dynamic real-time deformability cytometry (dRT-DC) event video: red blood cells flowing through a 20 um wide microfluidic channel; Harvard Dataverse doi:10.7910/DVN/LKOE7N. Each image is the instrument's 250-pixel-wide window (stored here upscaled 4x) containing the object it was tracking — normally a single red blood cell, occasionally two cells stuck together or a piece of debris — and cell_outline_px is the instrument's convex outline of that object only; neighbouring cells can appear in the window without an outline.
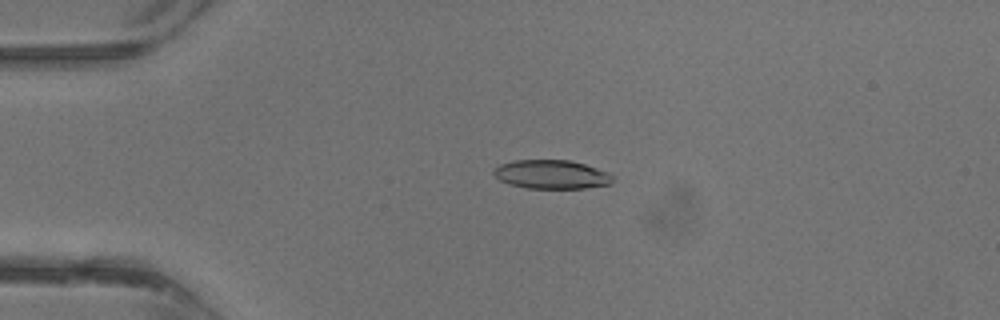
{"species": "common noctule bat (a hibernating species)", "species_latin": "Nyctalus noctula", "temperature_condition": "warm", "stored_images_in_passage": 30, "camera_frame_rate_fps": 3000, "um_per_image_px": 0.085, "animal": {"sex": "male", "body_mass_g": 13.3}, "frame": {"image": 1, "passage_image": 6, "time_ms": 1.667, "image_size_px": [1000, 320], "cell_outline_px": [[616, 176], [612, 184], [584, 188], [528, 188], [508, 184], [500, 180], [492, 172], [492, 168], [500, 164], [516, 160], [568, 160], [584, 164], [608, 172]], "centroid_in_image_um": [46.89, 14.83], "position_along_channel_um": 38.1, "area_um2": 20.11}}
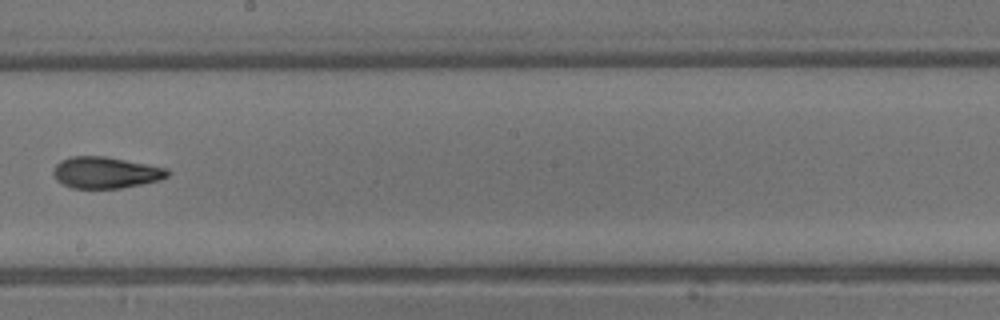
{"frame": {"image": 2, "passage_image": 19, "time_ms": 6.0, "image_size_px": [1000, 320], "cell_outline_px": [[168, 176], [160, 180], [120, 188], [72, 188], [56, 180], [52, 172], [52, 168], [60, 160], [72, 156], [104, 156], [168, 168]], "centroid_in_image_um": [8.94, 14.66], "position_along_channel_um": 239.3, "area_um2": 20.87}}
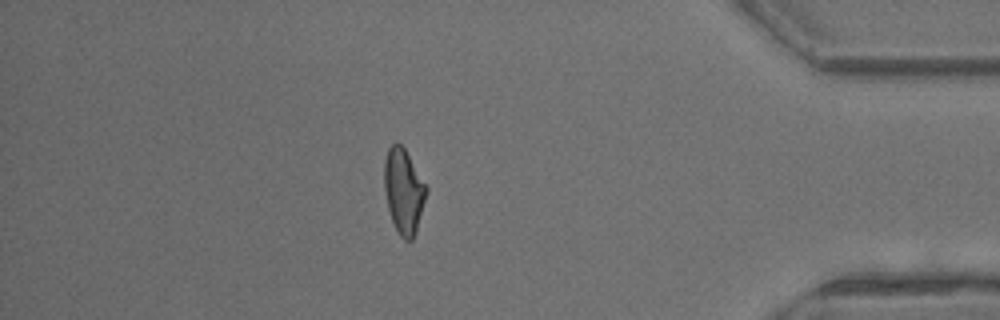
{"frame": {"image": 3, "passage_image": 30, "time_ms": 9.667, "image_size_px": [1000, 320], "cell_outline_px": [[428, 192], [416, 232], [412, 240], [404, 240], [400, 236], [392, 220], [388, 208], [384, 188], [384, 160], [388, 148], [396, 140], [404, 148], [428, 188]], "centroid_in_image_um": [34.31, 16.23], "position_along_channel_um": 400.9, "area_um2": 20.81}}